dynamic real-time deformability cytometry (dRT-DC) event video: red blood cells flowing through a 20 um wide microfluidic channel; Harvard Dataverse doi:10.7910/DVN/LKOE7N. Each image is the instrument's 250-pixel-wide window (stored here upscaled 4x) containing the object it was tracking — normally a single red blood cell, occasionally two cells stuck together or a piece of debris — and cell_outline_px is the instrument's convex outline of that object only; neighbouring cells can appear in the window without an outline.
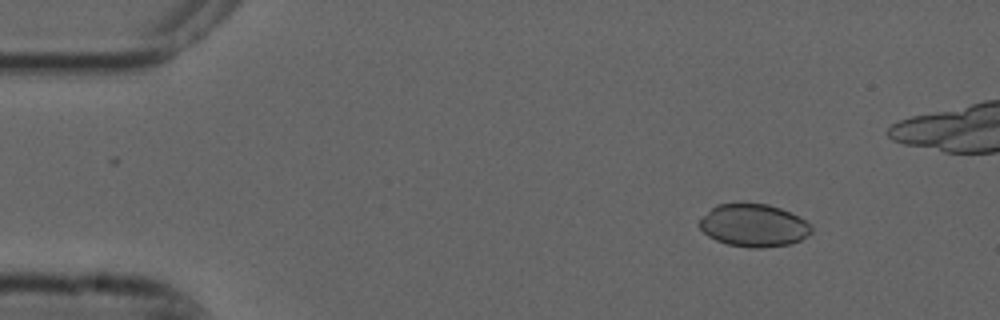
{"species": "common noctule bat (a hibernating species)", "species_latin": "Nyctalus noctula", "temperature_condition": "cold", "stored_images_in_passage": 4, "camera_frame_rate_fps": 3000, "um_per_image_px": 0.085, "animal": {"sex": "male", "forearm_length_mm": 52.5}, "frame": {"image": 1, "passage_image": 2, "time_ms": 0.333, "image_size_px": [1000, 320], "cell_outline_px": [[812, 232], [800, 240], [792, 244], [764, 248], [752, 248], [728, 244], [716, 240], [708, 236], [696, 224], [716, 204], [768, 204], [780, 208], [812, 224]], "centroid_in_image_um": [64.07, 19.18], "position_along_channel_um": 20.9, "area_um2": 27.69}}